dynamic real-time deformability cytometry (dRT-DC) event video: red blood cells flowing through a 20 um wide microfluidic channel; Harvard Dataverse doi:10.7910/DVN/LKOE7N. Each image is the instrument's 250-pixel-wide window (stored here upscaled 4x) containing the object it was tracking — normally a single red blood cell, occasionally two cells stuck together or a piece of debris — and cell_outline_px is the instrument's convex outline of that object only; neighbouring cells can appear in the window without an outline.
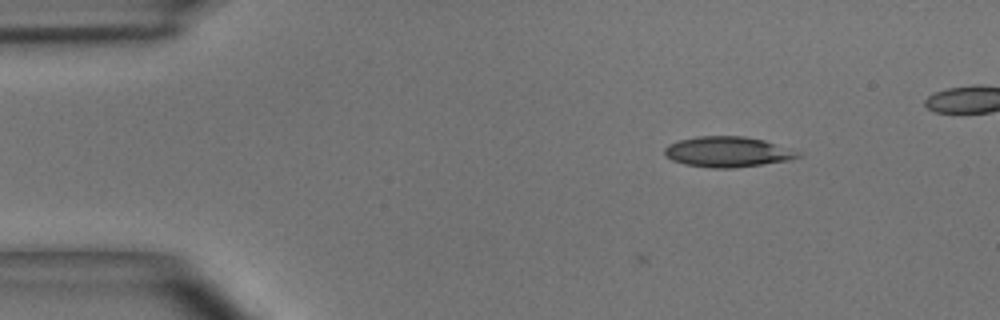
{"species": "common noctule bat (a hibernating species)", "species_latin": "Nyctalus noctula", "temperature_condition": "room temperature", "stored_images_in_passage": 5, "camera_frame_rate_fps": 3000, "um_per_image_px": 0.085, "animal": {"sex": "male", "body_mass_g": 15.6}, "frame": {"image": 1, "passage_image": 2, "time_ms": 0.333, "image_size_px": [1000, 320], "cell_outline_px": [[804, 152], [800, 156], [788, 160], [732, 168], [708, 168], [684, 164], [672, 160], [664, 156], [664, 148], [668, 144], [680, 140], [700, 136], [744, 136], [764, 140]], "centroid_in_image_um": [61.84, 12.9], "position_along_channel_um": 23.2, "area_um2": 23.76}}